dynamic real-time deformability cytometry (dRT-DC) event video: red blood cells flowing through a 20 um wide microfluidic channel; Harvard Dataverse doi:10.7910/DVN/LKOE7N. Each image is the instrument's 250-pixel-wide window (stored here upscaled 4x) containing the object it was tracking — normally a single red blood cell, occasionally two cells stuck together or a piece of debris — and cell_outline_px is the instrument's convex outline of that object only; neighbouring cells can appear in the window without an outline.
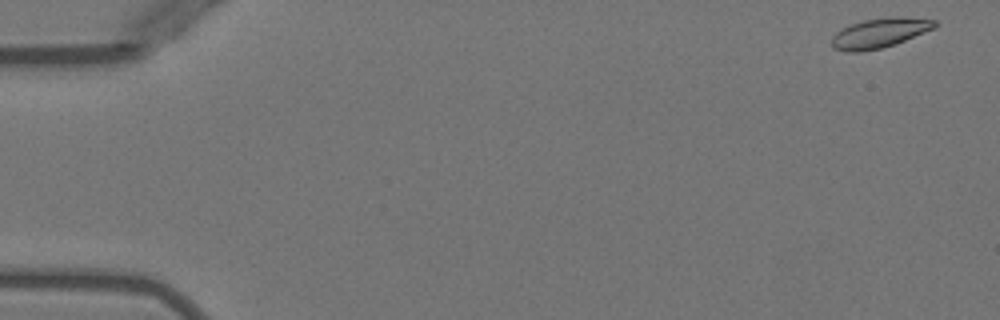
{"species": "Egyptian fruit bat (a non-hibernating species)", "species_latin": "Rousettus aegyptiacus", "temperature_condition": "warm", "stored_images_in_passage": 51, "camera_frame_rate_fps": 3000, "um_per_image_px": 0.085, "animal": {"sex": "female"}, "frame": {"image": 1, "passage_image": 1, "time_ms": 0.0, "image_size_px": [1000, 320], "cell_outline_px": [[940, 24], [936, 28], [904, 40], [880, 48], [860, 52], [848, 52], [832, 48], [832, 36], [836, 32], [852, 24], [864, 20], [892, 16], [896, 16], [936, 20]], "centroid_in_image_um": [74.79, 2.8], "position_along_channel_um": 10.2, "area_um2": 17.69}}
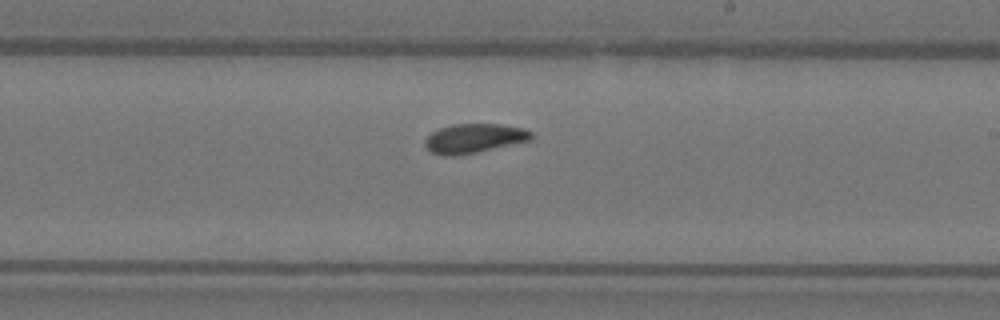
{"frame": {"image": 2, "passage_image": 30, "time_ms": 9.667, "image_size_px": [1000, 320], "cell_outline_px": [[532, 140], [476, 152], [452, 156], [444, 156], [432, 152], [424, 144], [424, 140], [432, 132], [440, 128], [452, 124], [500, 124], [524, 128], [532, 132]], "centroid_in_image_um": [40.31, 11.75], "position_along_channel_um": 248.7, "area_um2": 18.03}}
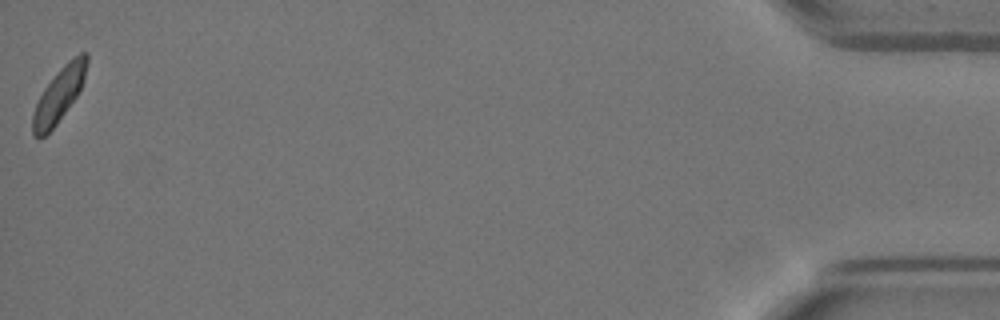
{"frame": {"image": 3, "passage_image": 51, "time_ms": 16.667, "image_size_px": [1000, 320], "cell_outline_px": [[88, 64], [84, 80], [76, 96], [56, 124], [40, 140], [32, 136], [32, 116], [36, 104], [44, 88], [56, 72], [68, 60], [80, 52], [88, 52]], "centroid_in_image_um": [5.01, 8.04], "position_along_channel_um": 430.2, "area_um2": 17.05}, "authors_computed_cell_mechanics": {"area_um2": 17.8024, "velocity_mm_per_s": 3.9356, "shape_relaxation_time_tau1_ms": 6.6862, "shape_relaxation_time_tau2_ms": 2.5334, "deformation_change_tau1": 0.1689, "deformation_change_tau2": 0.0677}}